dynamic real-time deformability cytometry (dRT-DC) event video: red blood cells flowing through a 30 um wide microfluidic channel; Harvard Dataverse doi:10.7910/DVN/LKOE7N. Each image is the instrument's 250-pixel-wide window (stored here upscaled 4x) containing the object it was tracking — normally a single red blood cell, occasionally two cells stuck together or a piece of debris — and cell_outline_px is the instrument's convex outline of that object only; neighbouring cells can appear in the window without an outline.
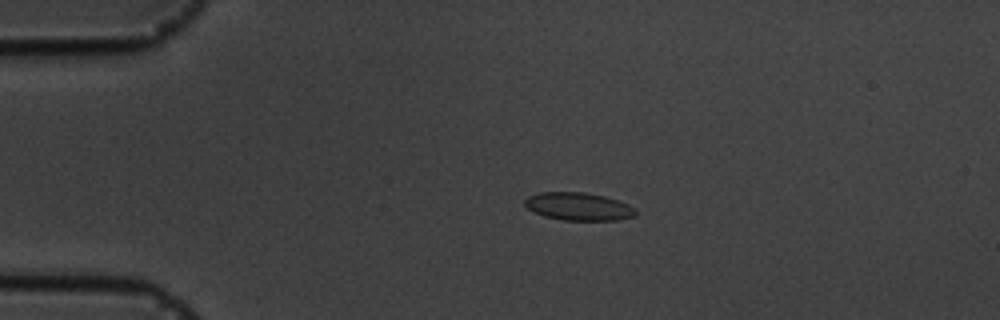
{"species": "common noctule bat (a hibernating species)", "species_latin": "Nyctalus noctula", "temperature_condition": "cold", "stored_images_in_passage": 2, "camera_frame_rate_fps": 3000, "um_per_image_px": 0.085, "animal": {"sex": "male", "body_mass_g": 19.5, "forearm_length_mm": 54.6}, "frame": {"image": 1, "passage_image": 1, "time_ms": 0.0, "image_size_px": [1000, 320], "cell_outline_px": [[636, 212], [632, 216], [616, 220], [560, 220], [544, 216], [532, 212], [524, 204], [524, 200], [528, 196], [540, 192], [584, 192], [604, 196], [628, 204], [636, 208]], "centroid_in_image_um": [49.13, 17.55], "position_along_channel_um": 35.9, "area_um2": 17.98}}